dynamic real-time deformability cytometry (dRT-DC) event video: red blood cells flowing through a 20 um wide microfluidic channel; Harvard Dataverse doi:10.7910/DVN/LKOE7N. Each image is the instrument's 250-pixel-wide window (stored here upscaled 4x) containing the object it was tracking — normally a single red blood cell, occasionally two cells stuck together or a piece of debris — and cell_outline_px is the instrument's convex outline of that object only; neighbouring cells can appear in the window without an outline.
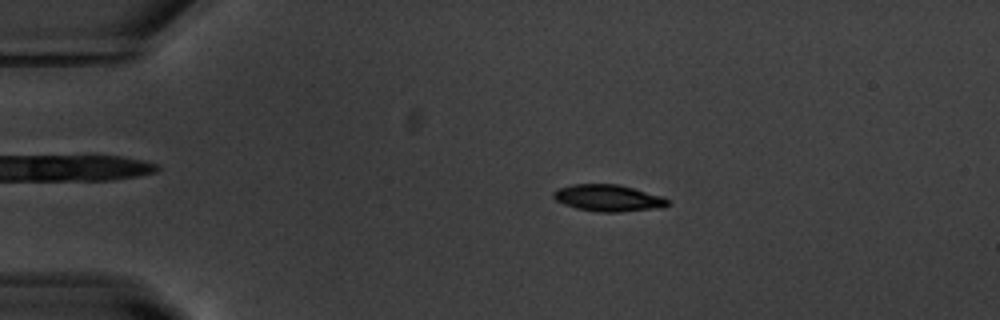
{"species": "common noctule bat (a hibernating species)", "species_latin": "Nyctalus noctula", "temperature_condition": "warm", "stored_images_in_passage": 54, "camera_frame_rate_fps": 3000, "um_per_image_px": 0.085, "animal": {"sex": "male", "body_mass_g": 20.1, "forearm_length_mm": 53.5}, "frame": {"image": 1, "passage_image": 11, "time_ms": 3.333, "image_size_px": [1000, 320], "cell_outline_px": [[668, 204], [664, 208], [620, 212], [600, 212], [576, 208], [564, 204], [556, 200], [552, 196], [552, 192], [560, 188], [572, 184], [616, 184], [632, 188], [660, 196], [668, 200]], "centroid_in_image_um": [51.68, 16.84], "position_along_channel_um": 33.3, "area_um2": 17.63}}
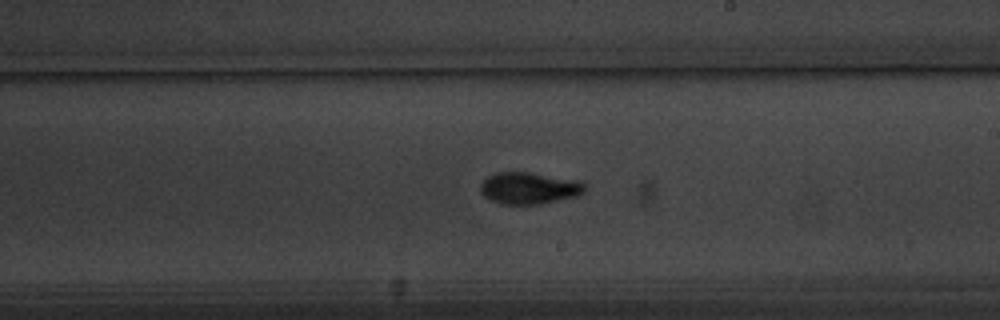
{"frame": {"image": 2, "passage_image": 32, "time_ms": 10.333, "image_size_px": [1000, 320], "cell_outline_px": [[588, 188], [580, 196], [540, 204], [500, 204], [484, 196], [480, 192], [480, 184], [488, 176], [496, 172], [528, 172], [580, 180], [588, 184]], "centroid_in_image_um": [45.04, 15.99], "position_along_channel_um": 244.0, "area_um2": 19.71}}
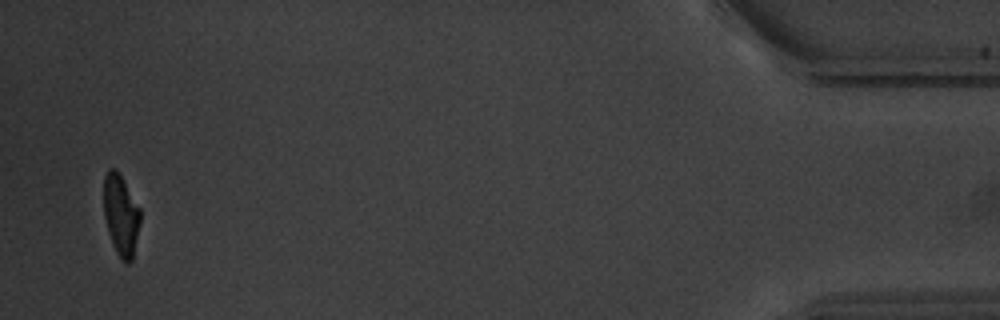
{"frame": {"image": 3, "passage_image": 53, "time_ms": 17.333, "image_size_px": [1000, 320], "cell_outline_px": [[140, 220], [132, 260], [128, 264], [124, 264], [120, 260], [112, 244], [108, 232], [104, 216], [104, 176], [108, 168], [116, 168], [140, 208]], "centroid_in_image_um": [10.26, 18.3], "position_along_channel_um": 424.9, "area_um2": 17.28}, "authors_computed_cell_mechanics": {"area_um2": 18.1781, "velocity_mm_per_s": 3.721, "shape_relaxation_time_tau1_ms": 2.5293, "shape_relaxation_time_tau2_ms": 1.3131, "deformation_change_tau1": 0.1541, "deformation_change_tau2": 0.0589}}